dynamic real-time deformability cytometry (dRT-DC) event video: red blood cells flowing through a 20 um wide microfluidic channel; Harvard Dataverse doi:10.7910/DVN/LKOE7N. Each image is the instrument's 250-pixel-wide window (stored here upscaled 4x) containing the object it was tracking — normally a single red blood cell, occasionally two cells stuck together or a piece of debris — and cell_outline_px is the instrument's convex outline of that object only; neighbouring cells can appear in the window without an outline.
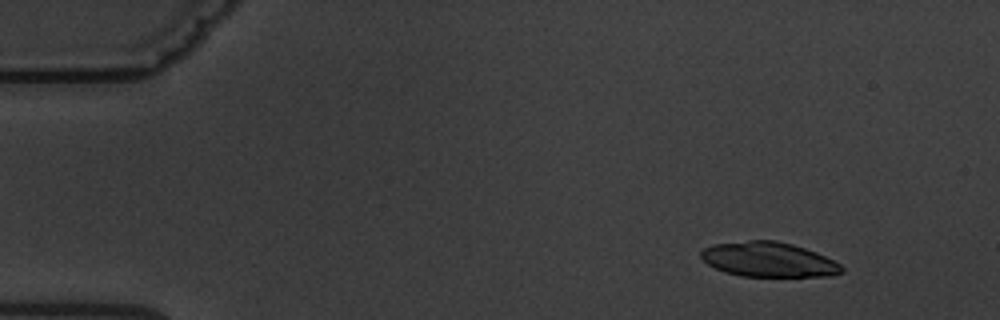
{"species": "common noctule bat (a hibernating species)", "species_latin": "Nyctalus noctula", "temperature_condition": "warm", "stored_images_in_passage": 4, "camera_frame_rate_fps": 3000, "um_per_image_px": 0.085, "animal": {"sex": "male", "body_mass_g": 19.5, "forearm_length_mm": 54.6}, "frame": {"image": 1, "passage_image": 1, "time_ms": 0.0, "image_size_px": [1000, 320], "cell_outline_px": [[844, 272], [828, 276], [740, 276], [724, 272], [708, 264], [700, 256], [700, 252], [704, 248], [712, 244], [748, 240], [776, 240], [792, 244], [816, 252], [840, 264], [844, 268]], "centroid_in_image_um": [65.31, 22.05], "position_along_channel_um": 19.7, "area_um2": 28.5}}